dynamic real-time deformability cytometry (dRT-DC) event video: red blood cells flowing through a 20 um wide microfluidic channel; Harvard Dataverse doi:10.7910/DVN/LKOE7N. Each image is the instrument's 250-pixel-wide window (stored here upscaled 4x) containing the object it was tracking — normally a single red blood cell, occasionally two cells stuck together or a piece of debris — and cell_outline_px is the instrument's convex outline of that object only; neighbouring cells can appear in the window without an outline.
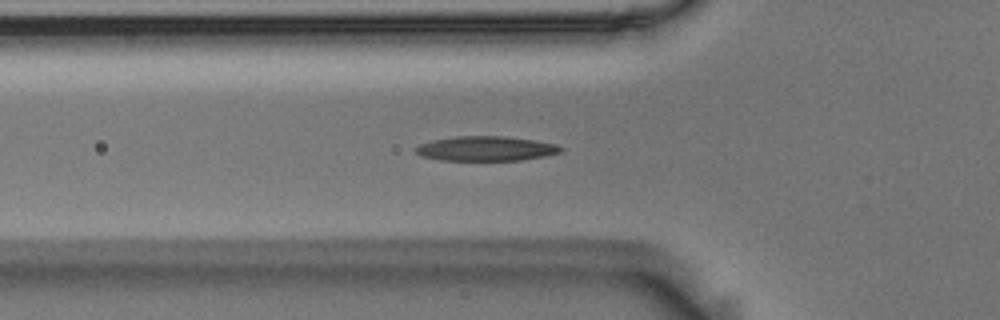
{"species": "Egyptian fruit bat (a non-hibernating species)", "species_latin": "Rousettus aegyptiacus", "temperature_condition": "room temperature", "stored_images_in_passage": 45, "camera_frame_rate_fps": 3000, "um_per_image_px": 0.085, "animal": {"sex": "male"}, "frame": {"image": 1, "passage_image": 7, "time_ms": 2.0, "image_size_px": [1000, 320], "cell_outline_px": [[564, 152], [548, 156], [520, 160], [440, 160], [424, 156], [416, 152], [412, 148], [420, 144], [432, 140], [456, 136], [504, 136], [536, 140], [556, 144], [564, 148]], "centroid_in_image_um": [41.36, 12.62], "position_along_channel_um": 84.4, "area_um2": 21.04}}
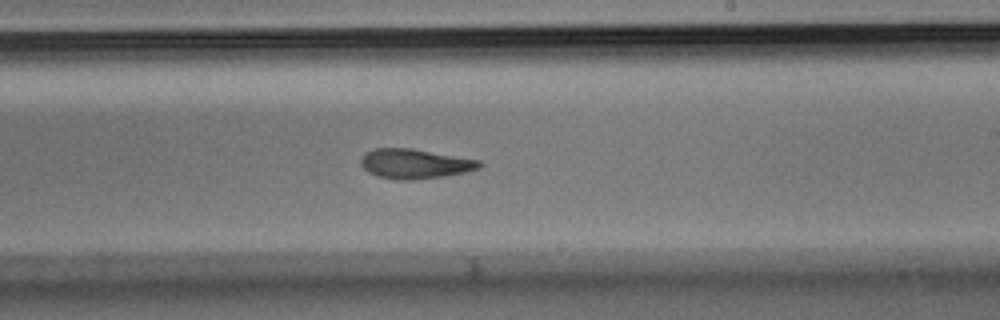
{"frame": {"image": 2, "passage_image": 21, "time_ms": 6.667, "image_size_px": [1000, 320], "cell_outline_px": [[484, 164], [480, 168], [464, 172], [444, 176], [412, 180], [396, 180], [376, 176], [368, 172], [360, 164], [360, 160], [364, 152], [376, 148], [412, 148], [480, 160]], "centroid_in_image_um": [35.24, 13.92], "position_along_channel_um": 253.8, "area_um2": 20.69}}
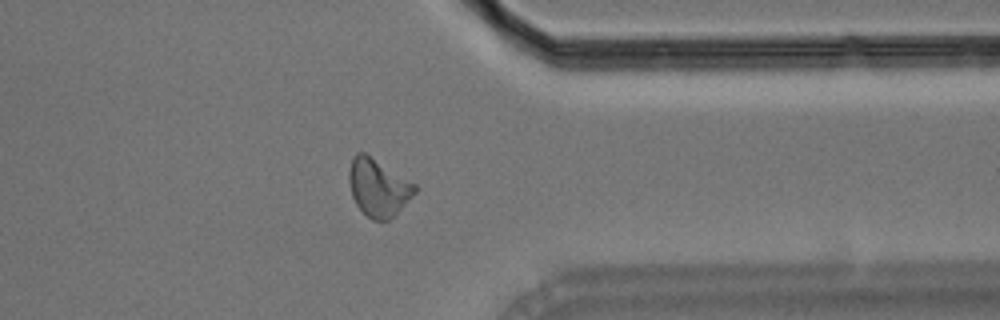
{"frame": {"image": 3, "passage_image": 32, "time_ms": 10.333, "image_size_px": [1000, 320], "cell_outline_px": [[416, 192], [388, 220], [372, 220], [356, 204], [352, 196], [348, 176], [348, 172], [352, 160], [356, 152], [364, 152], [416, 184]], "centroid_in_image_um": [32.13, 15.92], "position_along_channel_um": 379.3, "area_um2": 21.56}, "authors_computed_cell_mechanics": {"area_um2": 20.808, "velocity_mm_per_s": 3.6164, "shape_relaxation_time_tau1_ms": 10.046, "shape_relaxation_time_tau2_ms": 4.9336, "deformation_change_tau1": 0.2641, "deformation_change_tau2": 0.1171}}